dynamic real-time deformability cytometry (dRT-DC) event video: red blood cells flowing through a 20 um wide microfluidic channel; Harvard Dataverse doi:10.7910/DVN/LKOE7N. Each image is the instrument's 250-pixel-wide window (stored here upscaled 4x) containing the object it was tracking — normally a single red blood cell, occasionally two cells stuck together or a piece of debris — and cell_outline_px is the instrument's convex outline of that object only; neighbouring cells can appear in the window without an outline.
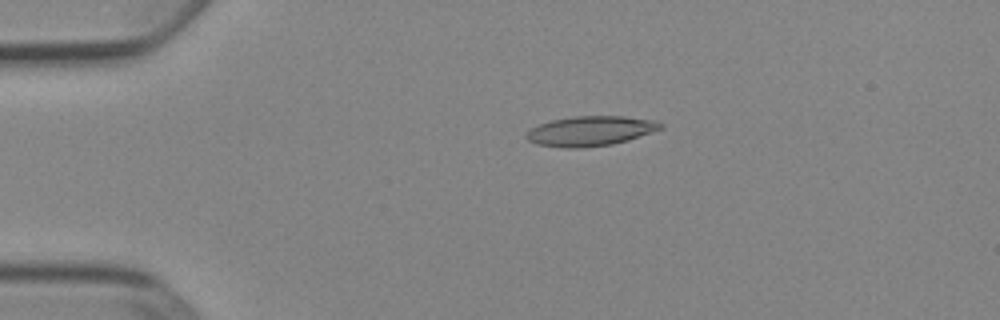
{"species": "Egyptian fruit bat (a non-hibernating species)", "species_latin": "Rousettus aegyptiacus", "temperature_condition": "cold", "stored_images_in_passage": 52, "camera_frame_rate_fps": 3000, "um_per_image_px": 0.085, "animal": {"sex": "female"}, "frame": {"image": 1, "passage_image": 11, "time_ms": 3.333, "image_size_px": [1000, 320], "cell_outline_px": [[664, 128], [628, 140], [612, 144], [584, 148], [564, 148], [536, 144], [528, 140], [524, 136], [532, 128], [540, 124], [552, 120], [572, 116], [624, 116], [656, 120], [664, 124]], "centroid_in_image_um": [50.21, 11.13], "position_along_channel_um": 34.8, "area_um2": 23.47}}
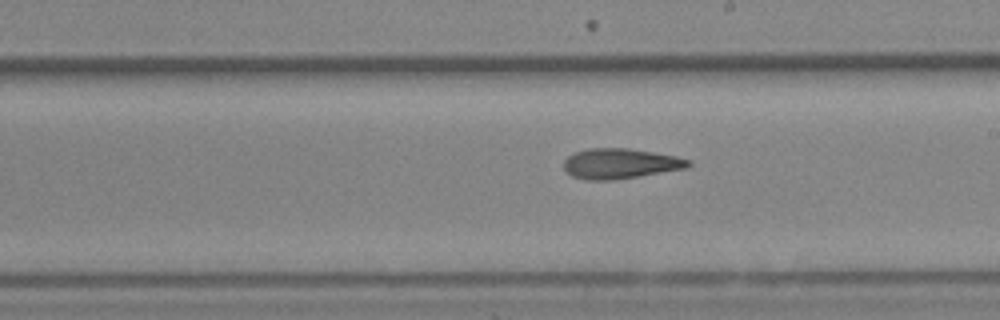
{"frame": {"image": 2, "passage_image": 30, "time_ms": 9.667, "image_size_px": [1000, 320], "cell_outline_px": [[692, 164], [688, 168], [612, 180], [584, 180], [572, 176], [564, 168], [564, 160], [568, 156], [576, 152], [588, 148], [628, 148], [676, 156], [692, 160]], "centroid_in_image_um": [52.74, 13.9], "position_along_channel_um": 236.3, "area_um2": 21.91}}
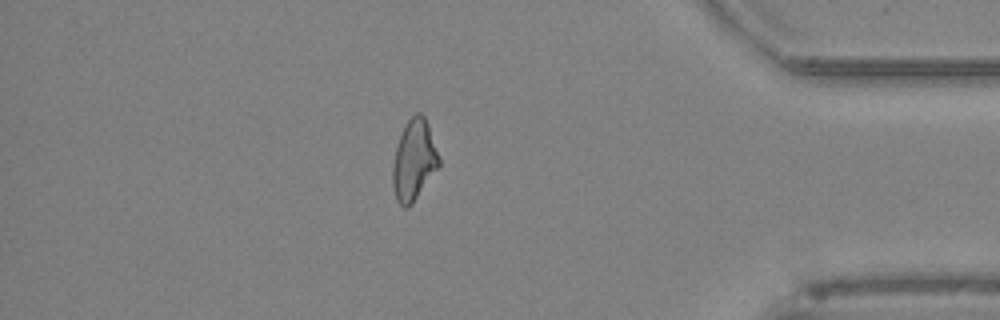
{"frame": {"image": 3, "passage_image": 45, "time_ms": 14.667, "image_size_px": [1000, 320], "cell_outline_px": [[440, 164], [412, 204], [408, 208], [404, 208], [396, 200], [392, 184], [392, 168], [396, 148], [404, 124], [416, 112], [420, 112], [424, 116], [428, 124], [440, 160]], "centroid_in_image_um": [35.17, 13.62], "position_along_channel_um": 400.0, "area_um2": 21.56}, "authors_computed_cell_mechanics": {"area_um2": 21.964, "velocity_mm_per_s": 3.9127, "shape_relaxation_time_tau1_ms": null, "shape_relaxation_time_tau2_ms": 6.2515, "deformation_change_tau1": null, "deformation_change_tau2": 0.1704}}